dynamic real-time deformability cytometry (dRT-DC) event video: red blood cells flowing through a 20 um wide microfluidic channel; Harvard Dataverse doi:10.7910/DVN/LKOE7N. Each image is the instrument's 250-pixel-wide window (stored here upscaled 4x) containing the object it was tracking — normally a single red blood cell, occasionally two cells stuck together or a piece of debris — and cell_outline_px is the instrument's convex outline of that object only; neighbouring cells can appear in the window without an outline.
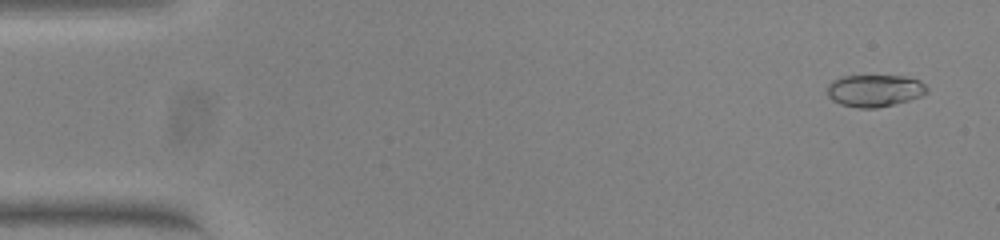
{"species": "common noctule bat (a hibernating species)", "species_latin": "Nyctalus noctula", "temperature_condition": "warm", "stored_images_in_passage": 54, "camera_frame_rate_fps": 3000, "um_per_image_px": 0.085, "animal": {"sex": "female", "body_mass_g": 23.0, "forearm_length_mm": 53.4}, "frame": {"image": 1, "passage_image": 3, "time_ms": 0.667, "image_size_px": [1000, 240], "cell_outline_px": [[928, 92], [920, 96], [908, 100], [876, 108], [860, 108], [840, 104], [832, 100], [828, 96], [828, 84], [832, 80], [840, 76], [904, 76], [920, 80], [928, 88]], "centroid_in_image_um": [74.33, 7.69], "position_along_channel_um": 10.7, "area_um2": 18.61}}
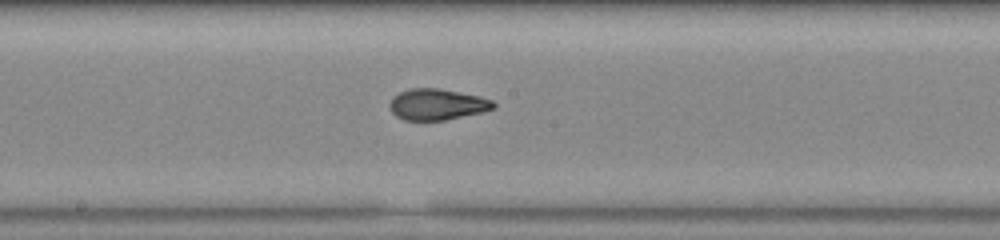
{"frame": {"image": 2, "passage_image": 29, "time_ms": 9.333, "image_size_px": [1000, 240], "cell_outline_px": [[496, 108], [480, 112], [444, 120], [404, 120], [396, 116], [392, 112], [388, 104], [392, 96], [408, 88], [440, 88], [480, 96], [492, 100], [496, 104]], "centroid_in_image_um": [37.13, 8.86], "position_along_channel_um": 211.1, "area_um2": 18.9}}
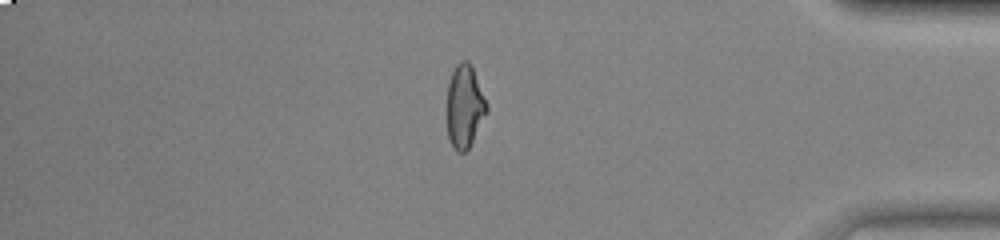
{"frame": {"image": 3, "passage_image": 46, "time_ms": 15.0, "image_size_px": [1000, 240], "cell_outline_px": [[488, 108], [468, 148], [464, 152], [460, 152], [452, 144], [448, 136], [448, 84], [452, 72], [456, 64], [460, 60], [468, 60], [472, 64], [488, 104]], "centroid_in_image_um": [39.5, 8.95], "position_along_channel_um": 395.7, "area_um2": 18.84}, "authors_computed_cell_mechanics": {"area_um2": 19.074, "velocity_mm_per_s": 3.8282, "shape_relaxation_time_tau1_ms": 4.319, "shape_relaxation_time_tau2_ms": 1.0348, "deformation_change_tau1": 0.2059, "deformation_change_tau2": 0.0639}}